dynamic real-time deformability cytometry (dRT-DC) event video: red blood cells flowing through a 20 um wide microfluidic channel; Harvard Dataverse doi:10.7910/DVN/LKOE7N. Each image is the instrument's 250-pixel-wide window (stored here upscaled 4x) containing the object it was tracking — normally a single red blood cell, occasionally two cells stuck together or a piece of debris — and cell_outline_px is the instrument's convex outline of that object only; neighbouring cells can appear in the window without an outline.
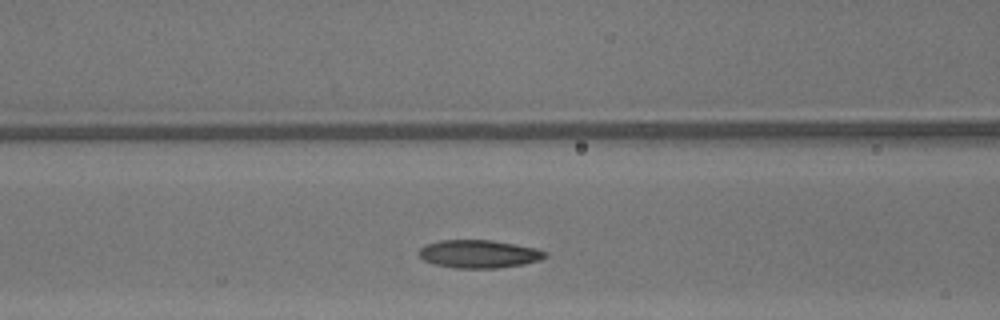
{"species": "common noctule bat (a hibernating species)", "species_latin": "Nyctalus noctula", "temperature_condition": "warm", "stored_images_in_passage": 29, "camera_frame_rate_fps": 3000, "um_per_image_px": 0.085, "animal": {"sex": "male", "body_mass_g": 13.3}, "frame": {"image": 1, "passage_image": 6, "time_ms": 1.667, "image_size_px": [1000, 320], "cell_outline_px": [[548, 256], [540, 260], [524, 264], [500, 268], [456, 268], [436, 264], [424, 260], [416, 252], [424, 244], [440, 240], [492, 240], [536, 248], [544, 252]], "centroid_in_image_um": [40.68, 21.58], "position_along_channel_um": 125.9, "area_um2": 20.63}}
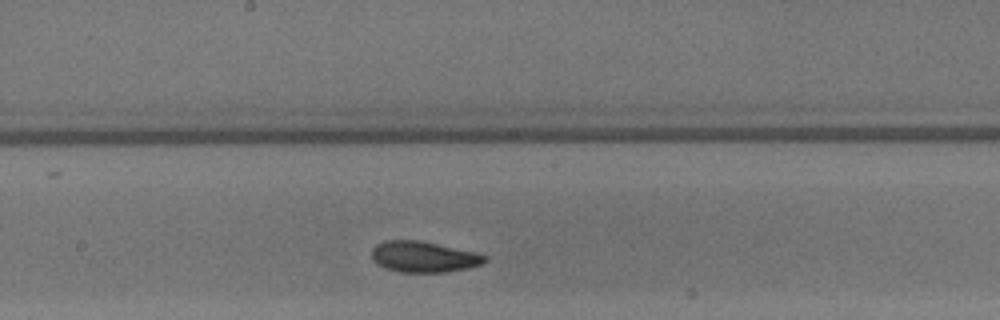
{"frame": {"image": 2, "passage_image": 12, "time_ms": 3.667, "image_size_px": [1000, 320], "cell_outline_px": [[488, 260], [480, 264], [468, 268], [448, 272], [400, 272], [384, 268], [376, 264], [372, 260], [372, 248], [376, 244], [384, 240], [420, 240], [476, 252], [488, 256]], "centroid_in_image_um": [36.0, 21.82], "position_along_channel_um": 212.2, "area_um2": 20.63}}
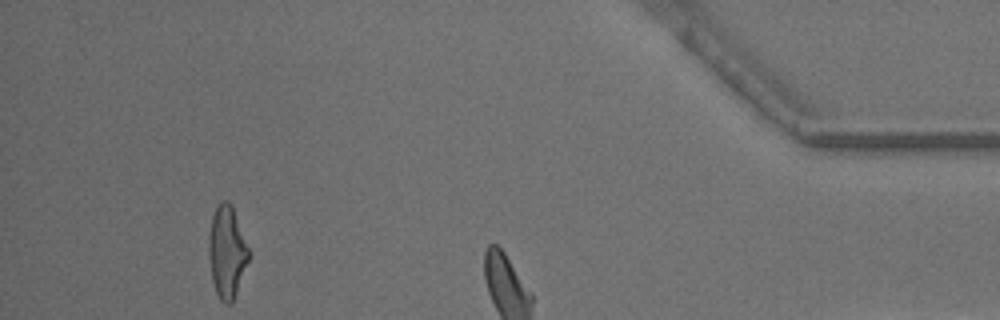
{"frame": {"image": 3, "passage_image": 26, "time_ms": 8.333, "image_size_px": [1000, 320], "cell_outline_px": [[248, 260], [232, 304], [224, 304], [220, 300], [216, 292], [212, 280], [208, 256], [208, 236], [212, 216], [216, 204], [220, 200], [228, 200], [232, 204], [248, 248]], "centroid_in_image_um": [19.25, 21.38], "position_along_channel_um": 415.9, "area_um2": 21.5}, "authors_computed_cell_mechanics": {"area_um2": 20.6346, "velocity_mm_per_s": 4.3111, "shape_relaxation_time_tau1_ms": 4.0374, "shape_relaxation_time_tau2_ms": 2.1052, "deformation_change_tau1": 0.1389, "deformation_change_tau2": 0.0847}}